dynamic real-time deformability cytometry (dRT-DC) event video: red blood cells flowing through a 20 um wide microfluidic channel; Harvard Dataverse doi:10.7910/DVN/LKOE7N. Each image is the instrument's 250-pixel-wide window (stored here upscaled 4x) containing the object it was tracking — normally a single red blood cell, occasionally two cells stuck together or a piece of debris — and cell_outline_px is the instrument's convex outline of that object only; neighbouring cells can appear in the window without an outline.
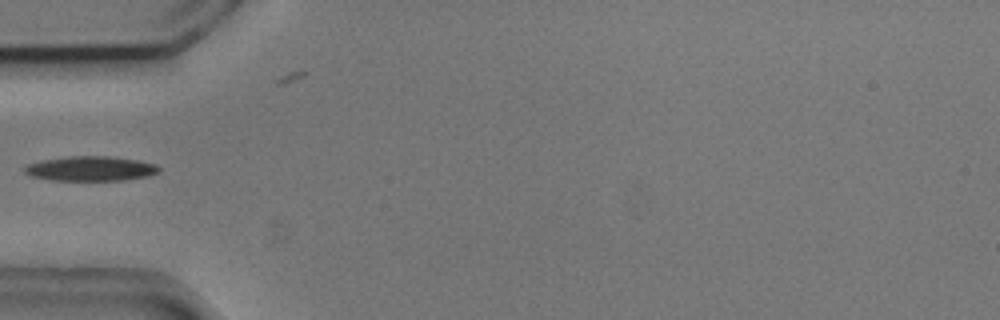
{"species": "common noctule bat (a hibernating species)", "species_latin": "Nyctalus noctula", "temperature_condition": "cold", "stored_images_in_passage": 2, "camera_frame_rate_fps": 3000, "um_per_image_px": 0.085, "animal": {"sex": "male", "body_mass_g": 20.5, "forearm_length_mm": 52.5}, "frame": {"image": 1, "passage_image": 1, "time_ms": 0.0, "image_size_px": [1000, 320], "cell_outline_px": [[160, 172], [148, 176], [124, 180], [52, 180], [32, 176], [24, 172], [24, 168], [28, 164], [40, 160], [64, 156], [112, 156], [136, 160], [156, 164], [160, 168]], "centroid_in_image_um": [7.71, 14.32], "position_along_channel_um": 77.3, "area_um2": 19.42}}